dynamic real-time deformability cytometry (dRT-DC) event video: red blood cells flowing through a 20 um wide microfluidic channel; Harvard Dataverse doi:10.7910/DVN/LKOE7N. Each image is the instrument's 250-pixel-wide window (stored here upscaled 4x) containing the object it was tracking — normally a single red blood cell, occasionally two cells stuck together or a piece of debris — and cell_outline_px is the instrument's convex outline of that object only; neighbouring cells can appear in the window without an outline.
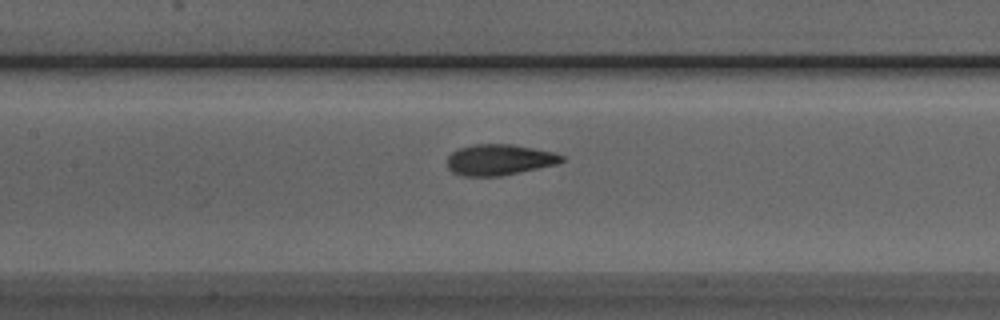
{"species": "Egyptian fruit bat (a non-hibernating species)", "species_latin": "Rousettus aegyptiacus", "temperature_condition": "room temperature", "stored_images_in_passage": 38, "camera_frame_rate_fps": 3000, "um_per_image_px": 0.085, "animal": {"sex": "male"}, "frame": {"image": 1, "passage_image": 13, "time_ms": 4.0, "image_size_px": [1000, 320], "cell_outline_px": [[564, 160], [556, 164], [500, 176], [464, 176], [452, 172], [448, 168], [448, 156], [452, 152], [460, 148], [476, 144], [512, 144], [556, 152], [564, 156]], "centroid_in_image_um": [42.45, 13.57], "position_along_channel_um": 164.9, "area_um2": 20.52}}
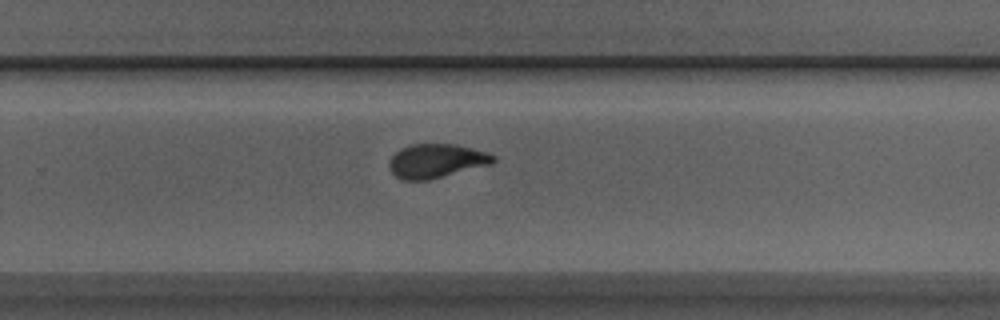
{"frame": {"image": 2, "passage_image": 23, "time_ms": 7.333, "image_size_px": [1000, 320], "cell_outline_px": [[496, 160], [492, 164], [428, 180], [400, 180], [392, 172], [388, 164], [388, 160], [400, 148], [412, 144], [456, 144], [488, 152], [496, 156]], "centroid_in_image_um": [37.09, 13.67], "position_along_channel_um": 292.7, "area_um2": 20.75}}
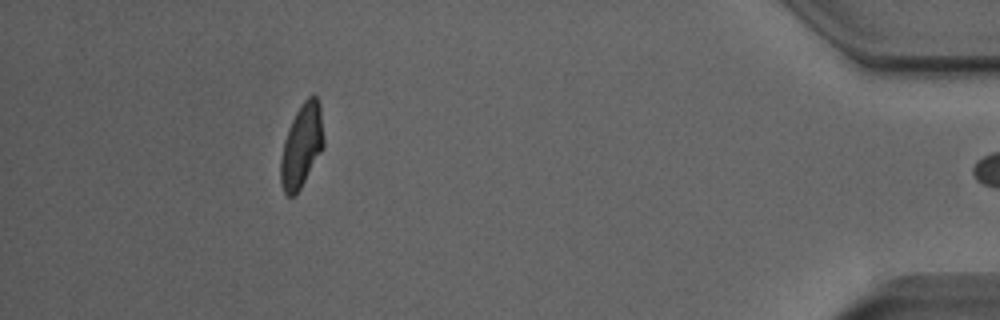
{"frame": {"image": 3, "passage_image": 37, "time_ms": 12.0, "image_size_px": [1000, 320], "cell_outline_px": [[324, 148], [296, 196], [288, 196], [284, 192], [280, 184], [280, 160], [284, 140], [292, 120], [296, 112], [304, 100], [308, 96], [316, 96], [320, 104], [324, 136]], "centroid_in_image_um": [25.65, 12.42], "position_along_channel_um": 409.6, "area_um2": 21.1}, "authors_computed_cell_mechanics": {"area_um2": 20.8369, "velocity_mm_per_s": 3.8456, "shape_relaxation_time_tau1_ms": 3.5264, "shape_relaxation_time_tau2_ms": 1.321, "deformation_change_tau1": 0.1653, "deformation_change_tau2": 0.0458}}